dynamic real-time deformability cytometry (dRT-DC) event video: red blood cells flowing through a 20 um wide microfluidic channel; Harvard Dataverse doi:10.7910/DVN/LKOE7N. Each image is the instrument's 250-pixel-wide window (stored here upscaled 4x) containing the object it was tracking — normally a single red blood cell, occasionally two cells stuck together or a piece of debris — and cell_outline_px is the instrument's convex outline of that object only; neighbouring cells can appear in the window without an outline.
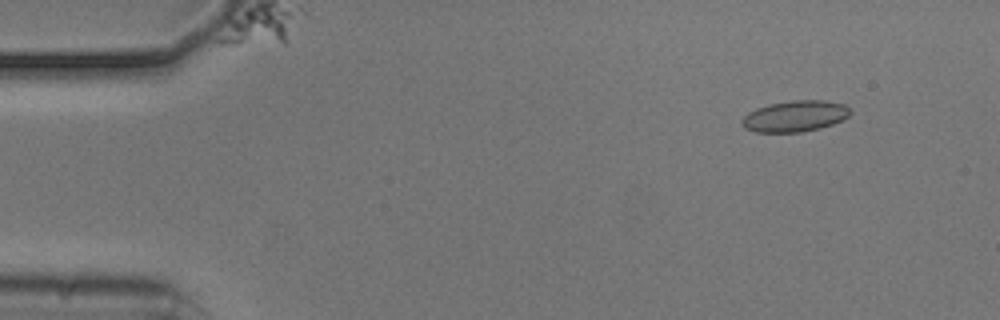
{"species": "common noctule bat (a hibernating species)", "species_latin": "Nyctalus noctula", "temperature_condition": "cold", "stored_images_in_passage": 15, "camera_frame_rate_fps": 3000, "um_per_image_px": 0.085, "animal": {"sex": "male", "body_mass_g": 20.5, "forearm_length_mm": 52.5}, "frame": {"image": 1, "passage_image": 2, "time_ms": 0.333, "image_size_px": [1000, 320], "cell_outline_px": [[852, 112], [848, 116], [832, 124], [820, 128], [800, 132], [756, 132], [744, 128], [740, 124], [740, 120], [748, 112], [756, 108], [768, 104], [792, 100], [824, 100], [844, 104]], "centroid_in_image_um": [67.53, 9.87], "position_along_channel_um": 17.5, "area_um2": 19.71}}
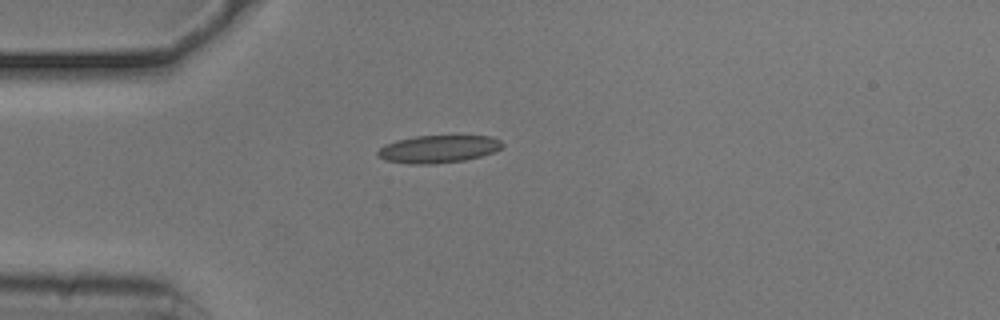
{"frame": {"image": 2, "passage_image": 11, "time_ms": 3.333, "image_size_px": [1000, 320], "cell_outline_px": [[504, 144], [496, 152], [464, 160], [432, 164], [412, 164], [384, 160], [376, 156], [376, 152], [384, 144], [396, 140], [416, 136], [496, 136]], "centroid_in_image_um": [37.25, 12.66], "position_along_channel_um": 47.8, "area_um2": 20.17}}